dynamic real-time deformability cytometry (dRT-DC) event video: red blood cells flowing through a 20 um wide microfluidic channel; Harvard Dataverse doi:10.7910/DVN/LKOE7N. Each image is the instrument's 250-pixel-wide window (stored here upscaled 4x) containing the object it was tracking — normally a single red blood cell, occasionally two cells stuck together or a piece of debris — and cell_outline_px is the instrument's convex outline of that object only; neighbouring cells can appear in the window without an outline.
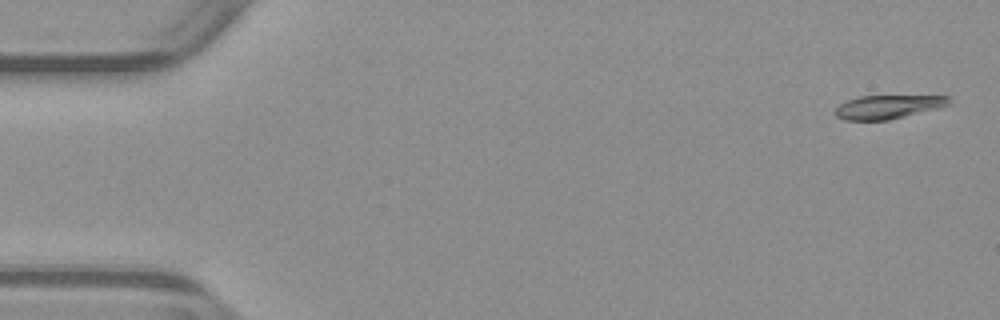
{"species": "common noctule bat (a hibernating species)", "species_latin": "Nyctalus noctula", "temperature_condition": "warm", "stored_images_in_passage": 53, "camera_frame_rate_fps": 3000, "um_per_image_px": 0.085, "animal": {"sex": "male", "body_mass_g": 23.1, "forearm_length_mm": 52.7}, "frame": {"image": 1, "passage_image": 2, "time_ms": 0.333, "image_size_px": [1000, 320], "cell_outline_px": [[952, 104], [940, 108], [888, 120], [844, 120], [836, 116], [836, 108], [840, 104], [848, 100], [860, 96], [948, 96]], "centroid_in_image_um": [75.51, 9.09], "position_along_channel_um": 9.5, "area_um2": 15.61}}
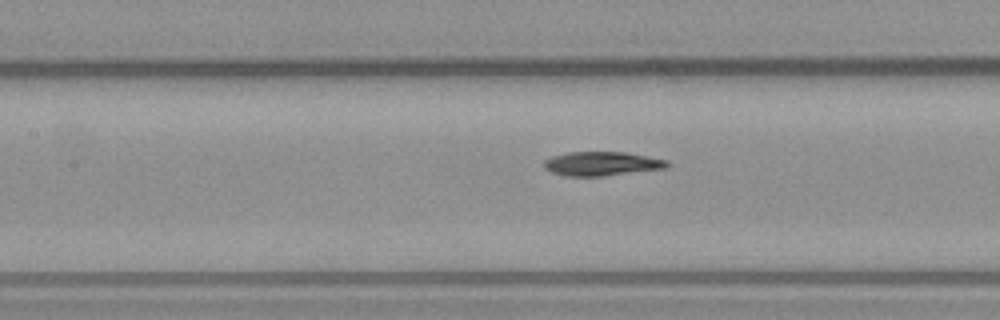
{"frame": {"image": 2, "passage_image": 24, "time_ms": 7.667, "image_size_px": [1000, 320], "cell_outline_px": [[672, 164], [668, 168], [604, 176], [564, 176], [552, 172], [544, 168], [544, 160], [552, 156], [568, 152], [624, 152], [668, 160]], "centroid_in_image_um": [51.18, 13.92], "position_along_channel_um": 156.2, "area_um2": 17.4}}
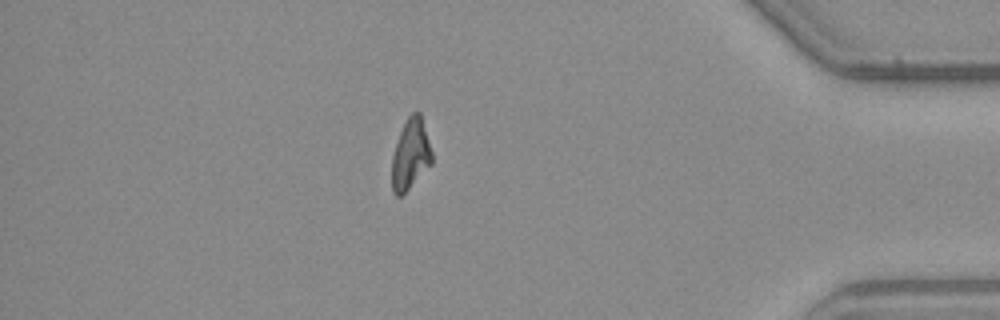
{"frame": {"image": 3, "passage_image": 46, "time_ms": 15.0, "image_size_px": [1000, 320], "cell_outline_px": [[432, 164], [400, 196], [396, 196], [392, 192], [392, 156], [400, 132], [408, 116], [412, 112], [420, 112], [432, 152]], "centroid_in_image_um": [34.89, 13.12], "position_along_channel_um": 400.3, "area_um2": 16.18}, "authors_computed_cell_mechanics": {"area_um2": 17.2822, "velocity_mm_per_s": 3.9095, "shape_relaxation_time_tau1_ms": 3.9139, "shape_relaxation_time_tau2_ms": 8.3915, "deformation_change_tau1": 0.1822, "deformation_change_tau2": 0.1588}}